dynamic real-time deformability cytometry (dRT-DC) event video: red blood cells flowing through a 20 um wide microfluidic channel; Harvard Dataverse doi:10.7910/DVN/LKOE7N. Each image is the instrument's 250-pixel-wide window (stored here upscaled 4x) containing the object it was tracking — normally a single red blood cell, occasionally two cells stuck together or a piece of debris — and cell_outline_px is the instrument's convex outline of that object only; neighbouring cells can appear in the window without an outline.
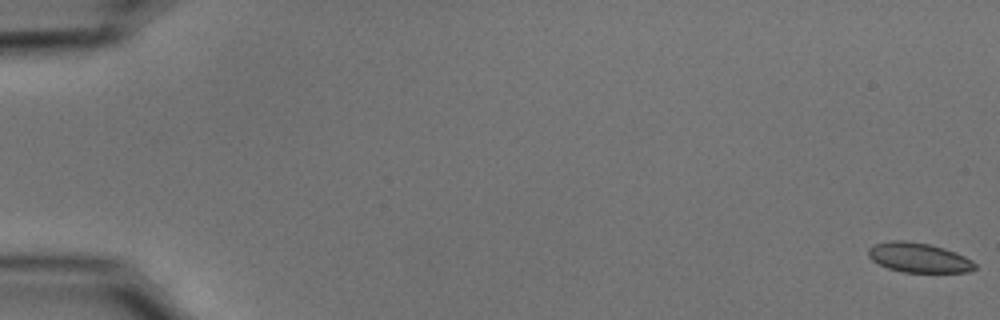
{"species": "common noctule bat (a hibernating species)", "species_latin": "Nyctalus noctula", "temperature_condition": "cold", "stored_images_in_passage": 55, "camera_frame_rate_fps": 3000, "um_per_image_px": 0.085, "animal": {"sex": "male", "body_mass_g": 15.6}, "frame": {"image": 1, "passage_image": 1, "time_ms": 0.0, "image_size_px": [1000, 320], "cell_outline_px": [[976, 268], [968, 272], [904, 272], [888, 268], [872, 260], [868, 256], [868, 248], [872, 244], [888, 240], [908, 240], [928, 244], [944, 248], [956, 252], [972, 260], [976, 264]], "centroid_in_image_um": [78.07, 21.88], "position_along_channel_um": 6.9, "area_um2": 18.55}}
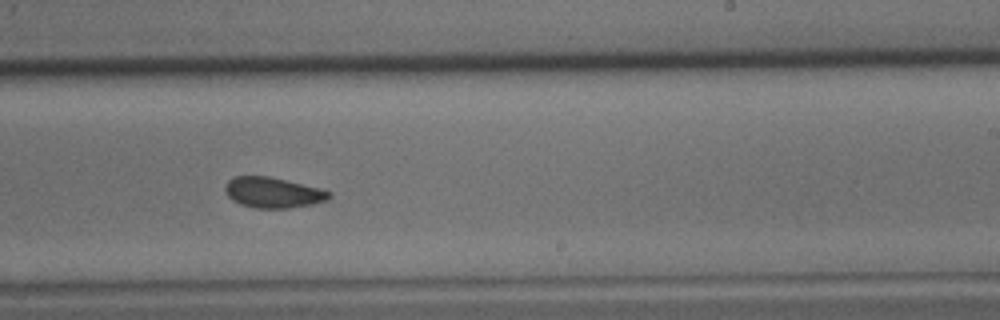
{"frame": {"image": 2, "passage_image": 35, "time_ms": 11.333, "image_size_px": [1000, 320], "cell_outline_px": [[332, 196], [328, 200], [312, 204], [288, 208], [256, 208], [240, 204], [232, 200], [228, 196], [224, 188], [224, 184], [228, 180], [236, 176], [268, 176], [320, 188], [332, 192]], "centroid_in_image_um": [23.2, 16.37], "position_along_channel_um": 265.8, "area_um2": 18.55}}
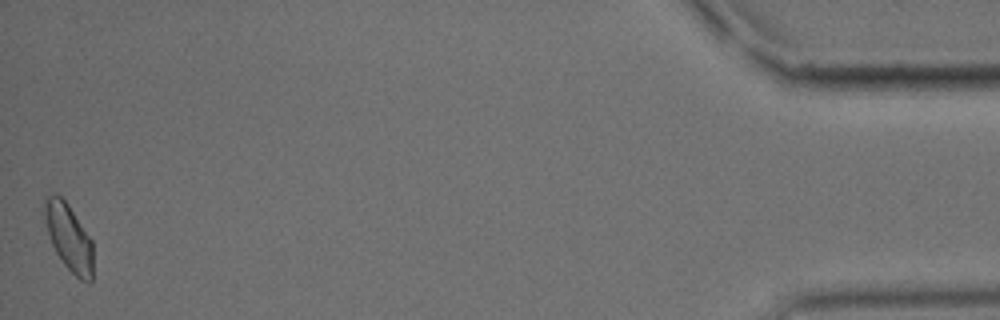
{"frame": {"image": 3, "passage_image": 55, "time_ms": 18.0, "image_size_px": [1000, 320], "cell_outline_px": [[92, 280], [88, 284], [80, 280], [64, 264], [56, 252], [52, 244], [48, 232], [44, 216], [44, 196], [52, 192], [56, 192], [68, 204], [92, 240]], "centroid_in_image_um": [5.84, 20.14], "position_along_channel_um": 429.4, "area_um2": 18.9}, "authors_computed_cell_mechanics": {"area_um2": 18.9006, "velocity_mm_per_s": 3.7237, "shape_relaxation_time_tau1_ms": 5.7482, "shape_relaxation_time_tau2_ms": 1.8575, "deformation_change_tau1": 0.0849, "deformation_change_tau2": 0.0671}}